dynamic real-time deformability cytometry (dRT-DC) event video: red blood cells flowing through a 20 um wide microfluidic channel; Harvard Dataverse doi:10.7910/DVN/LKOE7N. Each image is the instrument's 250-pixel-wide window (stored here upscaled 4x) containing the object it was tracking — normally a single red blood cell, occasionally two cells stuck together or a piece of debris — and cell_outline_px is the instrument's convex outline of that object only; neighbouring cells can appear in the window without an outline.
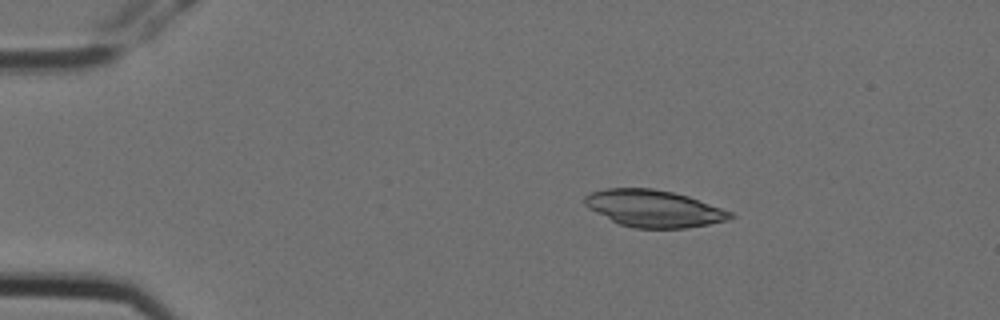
{"species": "Egyptian fruit bat (a non-hibernating species)", "species_latin": "Rousettus aegyptiacus", "temperature_condition": "cold", "stored_images_in_passage": 4, "camera_frame_rate_fps": 3000, "um_per_image_px": 0.085, "animal": {"sex": "female"}, "frame": {"image": 1, "passage_image": 2, "time_ms": 0.333, "image_size_px": [1000, 320], "cell_outline_px": [[736, 216], [728, 220], [708, 224], [684, 228], [632, 228], [620, 224], [588, 208], [584, 204], [584, 196], [592, 192], [604, 188], [652, 188], [672, 192], [688, 196], [732, 212]], "centroid_in_image_um": [55.56, 17.72], "position_along_channel_um": 29.4, "area_um2": 31.21}}